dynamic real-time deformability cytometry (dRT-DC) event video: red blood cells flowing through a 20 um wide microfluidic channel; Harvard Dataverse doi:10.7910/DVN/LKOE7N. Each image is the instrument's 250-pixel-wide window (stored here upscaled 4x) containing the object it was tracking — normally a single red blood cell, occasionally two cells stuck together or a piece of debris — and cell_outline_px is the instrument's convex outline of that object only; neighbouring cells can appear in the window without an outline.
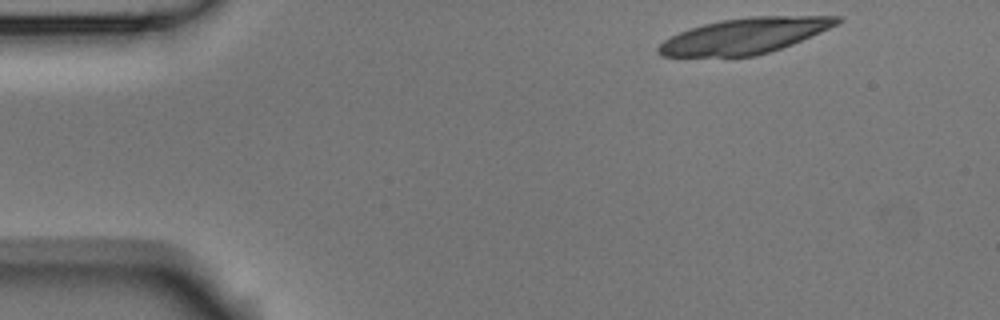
{"species": "Egyptian fruit bat (a non-hibernating species)", "species_latin": "Rousettus aegyptiacus", "temperature_condition": "room temperature", "stored_images_in_passage": 3, "camera_frame_rate_fps": 3000, "um_per_image_px": 0.085, "animal": {"sex": "male"}, "frame": {"image": 1, "passage_image": 1, "time_ms": 0.0, "image_size_px": [1000, 320], "cell_outline_px": [[844, 20], [820, 32], [792, 44], [756, 56], [660, 56], [656, 52], [656, 48], [664, 40], [680, 32], [704, 24], [720, 20], [748, 16], [844, 16]], "centroid_in_image_um": [63.3, 3.04], "position_along_channel_um": 21.7, "area_um2": 36.76}}